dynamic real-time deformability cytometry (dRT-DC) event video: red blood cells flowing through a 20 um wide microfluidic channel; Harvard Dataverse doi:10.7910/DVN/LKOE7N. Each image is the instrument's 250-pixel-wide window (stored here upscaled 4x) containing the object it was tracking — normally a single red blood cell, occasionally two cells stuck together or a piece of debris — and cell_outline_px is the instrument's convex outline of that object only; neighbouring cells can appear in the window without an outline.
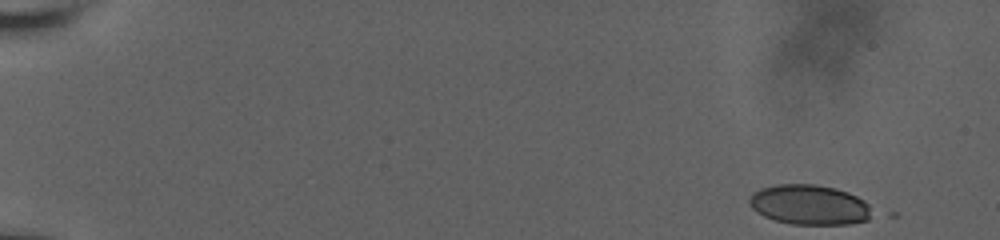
{"species": "human", "species_latin": "Homo sapiens", "temperature_condition": "room temperature", "stored_images_in_passage": 56, "camera_frame_rate_fps": 3000, "um_per_image_px": 0.085, "donor": {"sex": "male"}, "frame": {"image": 1, "passage_image": 1, "time_ms": 0.0, "image_size_px": [1000, 240], "cell_outline_px": [[876, 216], [868, 220], [848, 224], [792, 224], [776, 220], [764, 216], [756, 212], [748, 204], [748, 200], [752, 192], [760, 188], [776, 184], [816, 184], [836, 188], [848, 192], [864, 200], [876, 212]], "centroid_in_image_um": [68.84, 17.4], "position_along_channel_um": 16.2, "area_um2": 29.07}}
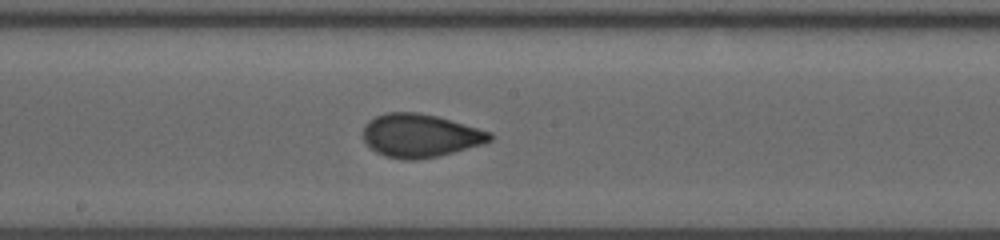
{"frame": {"image": 2, "passage_image": 31, "time_ms": 10.0, "image_size_px": [1000, 240], "cell_outline_px": [[492, 140], [484, 144], [436, 156], [416, 160], [404, 160], [384, 156], [376, 152], [364, 140], [364, 124], [368, 120], [384, 112], [416, 112], [436, 116], [492, 132]], "centroid_in_image_um": [35.7, 11.52], "position_along_channel_um": 212.5, "area_um2": 31.85}}
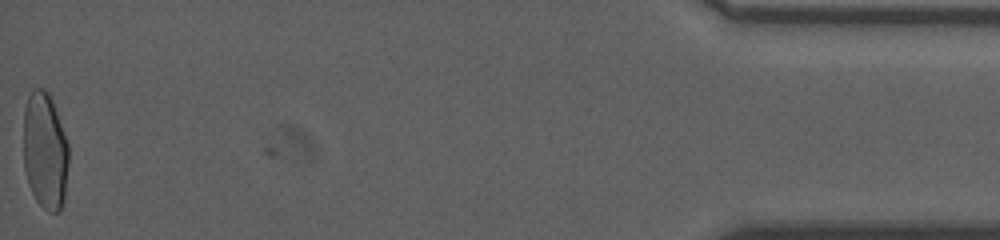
{"frame": {"image": 3, "passage_image": 56, "time_ms": 18.333, "image_size_px": [1000, 240], "cell_outline_px": [[68, 164], [64, 200], [60, 208], [56, 212], [48, 212], [36, 200], [28, 184], [24, 168], [24, 108], [28, 96], [32, 88], [44, 88], [48, 92], [52, 100], [68, 144]], "centroid_in_image_um": [3.82, 12.81], "position_along_channel_um": 431.4, "area_um2": 30.81}, "authors_computed_cell_mechanics": {"area_um2": 30.8074, "velocity_mm_per_s": 3.6605, "shape_relaxation_time_tau1_ms": 6.0312, "shape_relaxation_time_tau2_ms": null, "deformation_change_tau1": 0.1591, "deformation_change_tau2": null}}